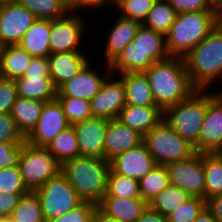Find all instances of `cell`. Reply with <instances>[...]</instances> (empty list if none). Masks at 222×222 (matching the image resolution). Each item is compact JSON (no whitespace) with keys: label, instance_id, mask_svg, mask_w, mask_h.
<instances>
[{"label":"cell","instance_id":"55","mask_svg":"<svg viewBox=\"0 0 222 222\" xmlns=\"http://www.w3.org/2000/svg\"><path fill=\"white\" fill-rule=\"evenodd\" d=\"M17 2V0H0V7Z\"/></svg>","mask_w":222,"mask_h":222},{"label":"cell","instance_id":"24","mask_svg":"<svg viewBox=\"0 0 222 222\" xmlns=\"http://www.w3.org/2000/svg\"><path fill=\"white\" fill-rule=\"evenodd\" d=\"M51 20L37 19L26 31L19 46L32 57H48L50 55Z\"/></svg>","mask_w":222,"mask_h":222},{"label":"cell","instance_id":"41","mask_svg":"<svg viewBox=\"0 0 222 222\" xmlns=\"http://www.w3.org/2000/svg\"><path fill=\"white\" fill-rule=\"evenodd\" d=\"M0 192L11 194H26L29 192L24 185L19 167L0 169Z\"/></svg>","mask_w":222,"mask_h":222},{"label":"cell","instance_id":"9","mask_svg":"<svg viewBox=\"0 0 222 222\" xmlns=\"http://www.w3.org/2000/svg\"><path fill=\"white\" fill-rule=\"evenodd\" d=\"M87 23L80 11H70L63 18L51 20L50 53L86 52L80 47L86 39Z\"/></svg>","mask_w":222,"mask_h":222},{"label":"cell","instance_id":"22","mask_svg":"<svg viewBox=\"0 0 222 222\" xmlns=\"http://www.w3.org/2000/svg\"><path fill=\"white\" fill-rule=\"evenodd\" d=\"M148 204L142 198L103 196L97 207L119 222H136Z\"/></svg>","mask_w":222,"mask_h":222},{"label":"cell","instance_id":"36","mask_svg":"<svg viewBox=\"0 0 222 222\" xmlns=\"http://www.w3.org/2000/svg\"><path fill=\"white\" fill-rule=\"evenodd\" d=\"M170 184L164 165H156L139 180L141 198L148 204L152 198L160 194Z\"/></svg>","mask_w":222,"mask_h":222},{"label":"cell","instance_id":"46","mask_svg":"<svg viewBox=\"0 0 222 222\" xmlns=\"http://www.w3.org/2000/svg\"><path fill=\"white\" fill-rule=\"evenodd\" d=\"M177 14L196 11H211L207 0H167Z\"/></svg>","mask_w":222,"mask_h":222},{"label":"cell","instance_id":"34","mask_svg":"<svg viewBox=\"0 0 222 222\" xmlns=\"http://www.w3.org/2000/svg\"><path fill=\"white\" fill-rule=\"evenodd\" d=\"M192 196L179 187L169 184L157 196L151 199L148 207L162 213L166 218L175 209L184 204Z\"/></svg>","mask_w":222,"mask_h":222},{"label":"cell","instance_id":"18","mask_svg":"<svg viewBox=\"0 0 222 222\" xmlns=\"http://www.w3.org/2000/svg\"><path fill=\"white\" fill-rule=\"evenodd\" d=\"M47 58L50 78L56 89L73 79L90 61L87 52L50 53Z\"/></svg>","mask_w":222,"mask_h":222},{"label":"cell","instance_id":"35","mask_svg":"<svg viewBox=\"0 0 222 222\" xmlns=\"http://www.w3.org/2000/svg\"><path fill=\"white\" fill-rule=\"evenodd\" d=\"M8 222H46L40 201L35 191L22 195L17 206L7 219Z\"/></svg>","mask_w":222,"mask_h":222},{"label":"cell","instance_id":"28","mask_svg":"<svg viewBox=\"0 0 222 222\" xmlns=\"http://www.w3.org/2000/svg\"><path fill=\"white\" fill-rule=\"evenodd\" d=\"M44 104L45 102L40 100L28 99L21 96L17 97L10 114L25 137L38 122Z\"/></svg>","mask_w":222,"mask_h":222},{"label":"cell","instance_id":"30","mask_svg":"<svg viewBox=\"0 0 222 222\" xmlns=\"http://www.w3.org/2000/svg\"><path fill=\"white\" fill-rule=\"evenodd\" d=\"M46 149L62 165L65 162L80 156L75 129L72 125L63 129L48 144Z\"/></svg>","mask_w":222,"mask_h":222},{"label":"cell","instance_id":"39","mask_svg":"<svg viewBox=\"0 0 222 222\" xmlns=\"http://www.w3.org/2000/svg\"><path fill=\"white\" fill-rule=\"evenodd\" d=\"M56 99L60 102L71 125L92 117L90 101L75 97H56Z\"/></svg>","mask_w":222,"mask_h":222},{"label":"cell","instance_id":"4","mask_svg":"<svg viewBox=\"0 0 222 222\" xmlns=\"http://www.w3.org/2000/svg\"><path fill=\"white\" fill-rule=\"evenodd\" d=\"M110 162L96 157L78 156L61 165V172L79 197L98 204L107 190Z\"/></svg>","mask_w":222,"mask_h":222},{"label":"cell","instance_id":"8","mask_svg":"<svg viewBox=\"0 0 222 222\" xmlns=\"http://www.w3.org/2000/svg\"><path fill=\"white\" fill-rule=\"evenodd\" d=\"M45 221L57 218L78 207L83 200L60 172L35 190Z\"/></svg>","mask_w":222,"mask_h":222},{"label":"cell","instance_id":"2","mask_svg":"<svg viewBox=\"0 0 222 222\" xmlns=\"http://www.w3.org/2000/svg\"><path fill=\"white\" fill-rule=\"evenodd\" d=\"M219 23L220 17L213 11L177 14L170 31L165 35L167 53L170 57L184 58Z\"/></svg>","mask_w":222,"mask_h":222},{"label":"cell","instance_id":"42","mask_svg":"<svg viewBox=\"0 0 222 222\" xmlns=\"http://www.w3.org/2000/svg\"><path fill=\"white\" fill-rule=\"evenodd\" d=\"M0 142L25 143V136L11 114H0Z\"/></svg>","mask_w":222,"mask_h":222},{"label":"cell","instance_id":"11","mask_svg":"<svg viewBox=\"0 0 222 222\" xmlns=\"http://www.w3.org/2000/svg\"><path fill=\"white\" fill-rule=\"evenodd\" d=\"M170 184L191 196L205 199L203 153L194 152L190 157L165 165Z\"/></svg>","mask_w":222,"mask_h":222},{"label":"cell","instance_id":"15","mask_svg":"<svg viewBox=\"0 0 222 222\" xmlns=\"http://www.w3.org/2000/svg\"><path fill=\"white\" fill-rule=\"evenodd\" d=\"M109 119L92 116L72 124L75 129L80 156L105 159V135Z\"/></svg>","mask_w":222,"mask_h":222},{"label":"cell","instance_id":"31","mask_svg":"<svg viewBox=\"0 0 222 222\" xmlns=\"http://www.w3.org/2000/svg\"><path fill=\"white\" fill-rule=\"evenodd\" d=\"M205 200L222 194V154L203 153Z\"/></svg>","mask_w":222,"mask_h":222},{"label":"cell","instance_id":"52","mask_svg":"<svg viewBox=\"0 0 222 222\" xmlns=\"http://www.w3.org/2000/svg\"><path fill=\"white\" fill-rule=\"evenodd\" d=\"M91 222H119V221L106 215L98 207H96Z\"/></svg>","mask_w":222,"mask_h":222},{"label":"cell","instance_id":"37","mask_svg":"<svg viewBox=\"0 0 222 222\" xmlns=\"http://www.w3.org/2000/svg\"><path fill=\"white\" fill-rule=\"evenodd\" d=\"M104 196L141 198L139 180L122 176L110 169L107 177V190Z\"/></svg>","mask_w":222,"mask_h":222},{"label":"cell","instance_id":"7","mask_svg":"<svg viewBox=\"0 0 222 222\" xmlns=\"http://www.w3.org/2000/svg\"><path fill=\"white\" fill-rule=\"evenodd\" d=\"M19 168L29 191H35L61 172V164L45 147H35L26 142L22 144Z\"/></svg>","mask_w":222,"mask_h":222},{"label":"cell","instance_id":"17","mask_svg":"<svg viewBox=\"0 0 222 222\" xmlns=\"http://www.w3.org/2000/svg\"><path fill=\"white\" fill-rule=\"evenodd\" d=\"M157 163L149 153L144 142L117 155L110 161V169L122 176L140 180Z\"/></svg>","mask_w":222,"mask_h":222},{"label":"cell","instance_id":"49","mask_svg":"<svg viewBox=\"0 0 222 222\" xmlns=\"http://www.w3.org/2000/svg\"><path fill=\"white\" fill-rule=\"evenodd\" d=\"M23 76H50L47 57H32Z\"/></svg>","mask_w":222,"mask_h":222},{"label":"cell","instance_id":"5","mask_svg":"<svg viewBox=\"0 0 222 222\" xmlns=\"http://www.w3.org/2000/svg\"><path fill=\"white\" fill-rule=\"evenodd\" d=\"M206 90L197 89L188 98L163 111V119L194 146L207 113Z\"/></svg>","mask_w":222,"mask_h":222},{"label":"cell","instance_id":"51","mask_svg":"<svg viewBox=\"0 0 222 222\" xmlns=\"http://www.w3.org/2000/svg\"><path fill=\"white\" fill-rule=\"evenodd\" d=\"M136 222H167V218L162 213L147 206Z\"/></svg>","mask_w":222,"mask_h":222},{"label":"cell","instance_id":"23","mask_svg":"<svg viewBox=\"0 0 222 222\" xmlns=\"http://www.w3.org/2000/svg\"><path fill=\"white\" fill-rule=\"evenodd\" d=\"M124 83L126 105L156 106L152 89L145 72H129L116 75Z\"/></svg>","mask_w":222,"mask_h":222},{"label":"cell","instance_id":"48","mask_svg":"<svg viewBox=\"0 0 222 222\" xmlns=\"http://www.w3.org/2000/svg\"><path fill=\"white\" fill-rule=\"evenodd\" d=\"M25 194H11L0 192V220H7L20 198Z\"/></svg>","mask_w":222,"mask_h":222},{"label":"cell","instance_id":"29","mask_svg":"<svg viewBox=\"0 0 222 222\" xmlns=\"http://www.w3.org/2000/svg\"><path fill=\"white\" fill-rule=\"evenodd\" d=\"M133 41L154 62H161L170 57L166 50L165 35L144 27L142 24L138 28Z\"/></svg>","mask_w":222,"mask_h":222},{"label":"cell","instance_id":"57","mask_svg":"<svg viewBox=\"0 0 222 222\" xmlns=\"http://www.w3.org/2000/svg\"><path fill=\"white\" fill-rule=\"evenodd\" d=\"M222 83V82H221ZM217 92H222V88L220 90L216 89Z\"/></svg>","mask_w":222,"mask_h":222},{"label":"cell","instance_id":"25","mask_svg":"<svg viewBox=\"0 0 222 222\" xmlns=\"http://www.w3.org/2000/svg\"><path fill=\"white\" fill-rule=\"evenodd\" d=\"M155 62L145 54L140 47L131 41L110 64L112 74H123L129 72H144Z\"/></svg>","mask_w":222,"mask_h":222},{"label":"cell","instance_id":"27","mask_svg":"<svg viewBox=\"0 0 222 222\" xmlns=\"http://www.w3.org/2000/svg\"><path fill=\"white\" fill-rule=\"evenodd\" d=\"M32 56L19 45L2 47L0 59V77L16 80L23 77Z\"/></svg>","mask_w":222,"mask_h":222},{"label":"cell","instance_id":"14","mask_svg":"<svg viewBox=\"0 0 222 222\" xmlns=\"http://www.w3.org/2000/svg\"><path fill=\"white\" fill-rule=\"evenodd\" d=\"M36 16L18 2L0 7V44L18 45Z\"/></svg>","mask_w":222,"mask_h":222},{"label":"cell","instance_id":"12","mask_svg":"<svg viewBox=\"0 0 222 222\" xmlns=\"http://www.w3.org/2000/svg\"><path fill=\"white\" fill-rule=\"evenodd\" d=\"M91 62L90 60L73 79L61 85L57 89L56 97H75L88 101L92 100L112 72L109 64L104 63V70H101L100 65H98V69L95 65L92 66L94 63ZM98 70L101 71L98 72Z\"/></svg>","mask_w":222,"mask_h":222},{"label":"cell","instance_id":"45","mask_svg":"<svg viewBox=\"0 0 222 222\" xmlns=\"http://www.w3.org/2000/svg\"><path fill=\"white\" fill-rule=\"evenodd\" d=\"M22 144L0 142V169L19 167Z\"/></svg>","mask_w":222,"mask_h":222},{"label":"cell","instance_id":"19","mask_svg":"<svg viewBox=\"0 0 222 222\" xmlns=\"http://www.w3.org/2000/svg\"><path fill=\"white\" fill-rule=\"evenodd\" d=\"M116 18L114 25L108 29V35L105 40V49L102 53L104 62L111 64L123 51V49L134 40L140 23L131 19L121 17Z\"/></svg>","mask_w":222,"mask_h":222},{"label":"cell","instance_id":"10","mask_svg":"<svg viewBox=\"0 0 222 222\" xmlns=\"http://www.w3.org/2000/svg\"><path fill=\"white\" fill-rule=\"evenodd\" d=\"M209 91L207 113L193 149L197 153H222V92Z\"/></svg>","mask_w":222,"mask_h":222},{"label":"cell","instance_id":"33","mask_svg":"<svg viewBox=\"0 0 222 222\" xmlns=\"http://www.w3.org/2000/svg\"><path fill=\"white\" fill-rule=\"evenodd\" d=\"M37 19L56 20L65 17L71 10L67 0H17Z\"/></svg>","mask_w":222,"mask_h":222},{"label":"cell","instance_id":"54","mask_svg":"<svg viewBox=\"0 0 222 222\" xmlns=\"http://www.w3.org/2000/svg\"><path fill=\"white\" fill-rule=\"evenodd\" d=\"M209 9L222 19V0H207Z\"/></svg>","mask_w":222,"mask_h":222},{"label":"cell","instance_id":"16","mask_svg":"<svg viewBox=\"0 0 222 222\" xmlns=\"http://www.w3.org/2000/svg\"><path fill=\"white\" fill-rule=\"evenodd\" d=\"M116 78V79H115ZM126 105L123 81L111 74L103 83L97 95L90 100L91 114L109 120L117 119L121 109Z\"/></svg>","mask_w":222,"mask_h":222},{"label":"cell","instance_id":"3","mask_svg":"<svg viewBox=\"0 0 222 222\" xmlns=\"http://www.w3.org/2000/svg\"><path fill=\"white\" fill-rule=\"evenodd\" d=\"M183 59L190 81L196 89L209 90L216 81L222 82V24L219 23Z\"/></svg>","mask_w":222,"mask_h":222},{"label":"cell","instance_id":"21","mask_svg":"<svg viewBox=\"0 0 222 222\" xmlns=\"http://www.w3.org/2000/svg\"><path fill=\"white\" fill-rule=\"evenodd\" d=\"M163 119V111L158 106L125 105L118 117L123 125L142 136L151 131Z\"/></svg>","mask_w":222,"mask_h":222},{"label":"cell","instance_id":"44","mask_svg":"<svg viewBox=\"0 0 222 222\" xmlns=\"http://www.w3.org/2000/svg\"><path fill=\"white\" fill-rule=\"evenodd\" d=\"M17 97L16 81L0 77V114H10Z\"/></svg>","mask_w":222,"mask_h":222},{"label":"cell","instance_id":"43","mask_svg":"<svg viewBox=\"0 0 222 222\" xmlns=\"http://www.w3.org/2000/svg\"><path fill=\"white\" fill-rule=\"evenodd\" d=\"M96 207L94 203L83 201L78 207L47 222H91Z\"/></svg>","mask_w":222,"mask_h":222},{"label":"cell","instance_id":"53","mask_svg":"<svg viewBox=\"0 0 222 222\" xmlns=\"http://www.w3.org/2000/svg\"><path fill=\"white\" fill-rule=\"evenodd\" d=\"M193 222H217L212 213L205 207Z\"/></svg>","mask_w":222,"mask_h":222},{"label":"cell","instance_id":"13","mask_svg":"<svg viewBox=\"0 0 222 222\" xmlns=\"http://www.w3.org/2000/svg\"><path fill=\"white\" fill-rule=\"evenodd\" d=\"M70 125L57 99L45 102L41 116L25 137V142L35 147L46 148L58 133Z\"/></svg>","mask_w":222,"mask_h":222},{"label":"cell","instance_id":"47","mask_svg":"<svg viewBox=\"0 0 222 222\" xmlns=\"http://www.w3.org/2000/svg\"><path fill=\"white\" fill-rule=\"evenodd\" d=\"M68 6L71 11H80L81 13L83 10L90 11L92 14V10H102L103 8H107L108 5L112 6L113 0H67ZM107 5V7H106Z\"/></svg>","mask_w":222,"mask_h":222},{"label":"cell","instance_id":"6","mask_svg":"<svg viewBox=\"0 0 222 222\" xmlns=\"http://www.w3.org/2000/svg\"><path fill=\"white\" fill-rule=\"evenodd\" d=\"M143 142L157 165L165 166L186 159L194 153L193 146L164 119L143 136Z\"/></svg>","mask_w":222,"mask_h":222},{"label":"cell","instance_id":"20","mask_svg":"<svg viewBox=\"0 0 222 222\" xmlns=\"http://www.w3.org/2000/svg\"><path fill=\"white\" fill-rule=\"evenodd\" d=\"M143 142V136L123 125L117 119L108 122L105 135V160L110 162L114 157Z\"/></svg>","mask_w":222,"mask_h":222},{"label":"cell","instance_id":"38","mask_svg":"<svg viewBox=\"0 0 222 222\" xmlns=\"http://www.w3.org/2000/svg\"><path fill=\"white\" fill-rule=\"evenodd\" d=\"M155 0H113L112 9L120 16L143 24Z\"/></svg>","mask_w":222,"mask_h":222},{"label":"cell","instance_id":"26","mask_svg":"<svg viewBox=\"0 0 222 222\" xmlns=\"http://www.w3.org/2000/svg\"><path fill=\"white\" fill-rule=\"evenodd\" d=\"M15 81L18 96L43 102L56 99L57 89L50 76H23Z\"/></svg>","mask_w":222,"mask_h":222},{"label":"cell","instance_id":"1","mask_svg":"<svg viewBox=\"0 0 222 222\" xmlns=\"http://www.w3.org/2000/svg\"><path fill=\"white\" fill-rule=\"evenodd\" d=\"M156 106L162 111L188 98L197 89L192 85L182 57L155 62L144 71Z\"/></svg>","mask_w":222,"mask_h":222},{"label":"cell","instance_id":"32","mask_svg":"<svg viewBox=\"0 0 222 222\" xmlns=\"http://www.w3.org/2000/svg\"><path fill=\"white\" fill-rule=\"evenodd\" d=\"M177 16L167 0H155L143 26L166 35Z\"/></svg>","mask_w":222,"mask_h":222},{"label":"cell","instance_id":"50","mask_svg":"<svg viewBox=\"0 0 222 222\" xmlns=\"http://www.w3.org/2000/svg\"><path fill=\"white\" fill-rule=\"evenodd\" d=\"M206 208L212 213L217 222H222V194L207 199Z\"/></svg>","mask_w":222,"mask_h":222},{"label":"cell","instance_id":"56","mask_svg":"<svg viewBox=\"0 0 222 222\" xmlns=\"http://www.w3.org/2000/svg\"><path fill=\"white\" fill-rule=\"evenodd\" d=\"M2 45L0 44V59H1V51H2Z\"/></svg>","mask_w":222,"mask_h":222},{"label":"cell","instance_id":"40","mask_svg":"<svg viewBox=\"0 0 222 222\" xmlns=\"http://www.w3.org/2000/svg\"><path fill=\"white\" fill-rule=\"evenodd\" d=\"M206 207V200L192 196L167 217V222H193Z\"/></svg>","mask_w":222,"mask_h":222}]
</instances>
